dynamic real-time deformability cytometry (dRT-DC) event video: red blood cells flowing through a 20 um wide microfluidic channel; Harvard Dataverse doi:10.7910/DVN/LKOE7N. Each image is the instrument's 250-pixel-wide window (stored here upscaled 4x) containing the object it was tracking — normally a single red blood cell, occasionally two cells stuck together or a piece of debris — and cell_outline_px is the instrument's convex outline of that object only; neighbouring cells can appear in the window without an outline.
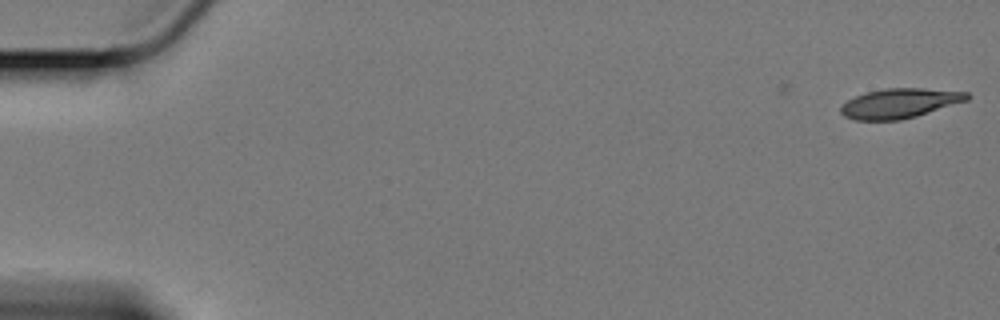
{"species": "Egyptian fruit bat (a non-hibernating species)", "species_latin": "Rousettus aegyptiacus", "temperature_condition": "cold", "stored_images_in_passage": 57, "camera_frame_rate_fps": 3000, "um_per_image_px": 0.085, "animal": {"sex": "female"}, "frame": {"image": 1, "passage_image": 1, "time_ms": 0.0, "image_size_px": [1000, 320], "cell_outline_px": [[972, 96], [968, 100], [916, 116], [900, 120], [856, 120], [844, 116], [840, 112], [840, 108], [848, 100], [856, 96], [868, 92], [884, 88], [924, 88], [968, 92]], "centroid_in_image_um": [76.5, 8.77], "position_along_channel_um": 8.5, "area_um2": 21.73}}
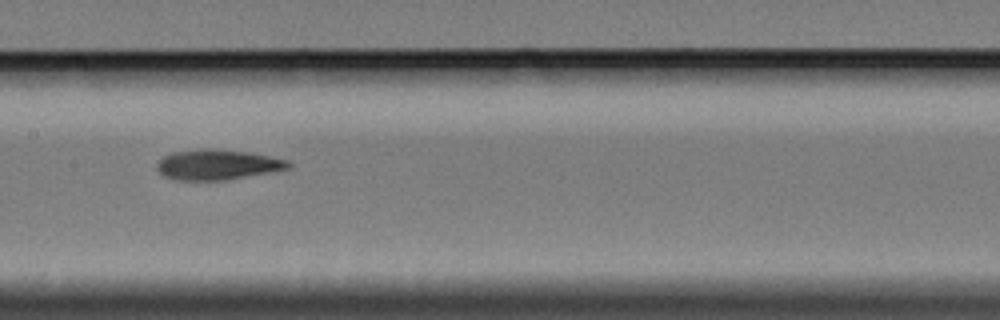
{"frame": {"image": 2, "passage_image": 30, "time_ms": 9.667, "image_size_px": [1000, 320], "cell_outline_px": [[292, 164], [288, 168], [268, 172], [224, 180], [176, 180], [164, 176], [156, 168], [156, 164], [164, 156], [172, 152], [204, 148], [212, 148], [248, 152], [288, 160]], "centroid_in_image_um": [18.44, 13.98], "position_along_channel_um": 189.0, "area_um2": 22.95}}
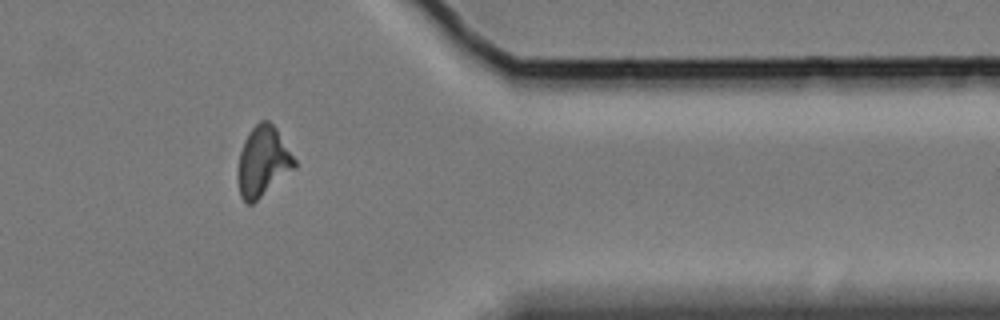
{"frame": {"image": 3, "passage_image": 49, "time_ms": 16.0, "image_size_px": [1000, 320], "cell_outline_px": [[296, 168], [252, 204], [248, 204], [240, 196], [236, 176], [236, 172], [240, 152], [244, 140], [248, 132], [260, 120], [268, 120], [276, 128], [296, 160]], "centroid_in_image_um": [22.33, 13.74], "position_along_channel_um": 389.1, "area_um2": 23.29}}